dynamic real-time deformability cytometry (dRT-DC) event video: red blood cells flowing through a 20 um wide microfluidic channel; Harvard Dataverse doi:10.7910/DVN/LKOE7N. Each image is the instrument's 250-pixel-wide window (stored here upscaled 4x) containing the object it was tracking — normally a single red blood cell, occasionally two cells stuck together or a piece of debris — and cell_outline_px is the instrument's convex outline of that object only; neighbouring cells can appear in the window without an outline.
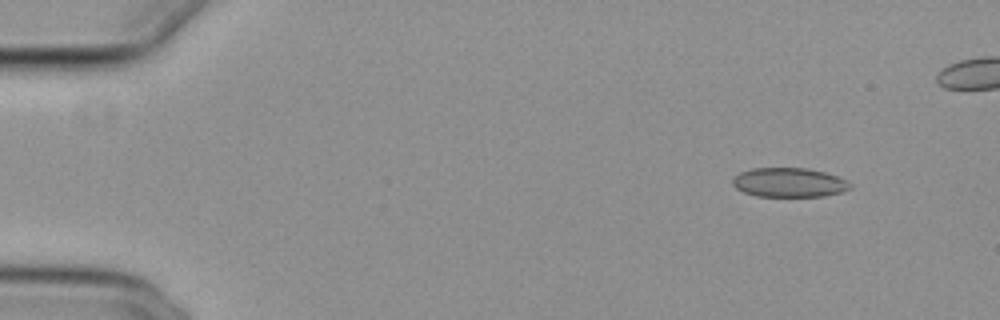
{"species": "common noctule bat (a hibernating species)", "species_latin": "Nyctalus noctula", "temperature_condition": "cold", "stored_images_in_passage": 20, "camera_frame_rate_fps": 3000, "um_per_image_px": 0.085, "animal": {"sex": "female", "body_mass_g": 29.2, "forearm_length_mm": 56.3}, "frame": {"image": 1, "passage_image": 1, "time_ms": 0.0, "image_size_px": [1000, 320], "cell_outline_px": [[852, 188], [840, 192], [824, 196], [756, 196], [744, 192], [736, 188], [732, 184], [732, 176], [740, 172], [752, 168], [808, 168], [824, 172], [848, 180], [852, 184]], "centroid_in_image_um": [67.06, 15.5], "position_along_channel_um": 17.9, "area_um2": 20.17}}
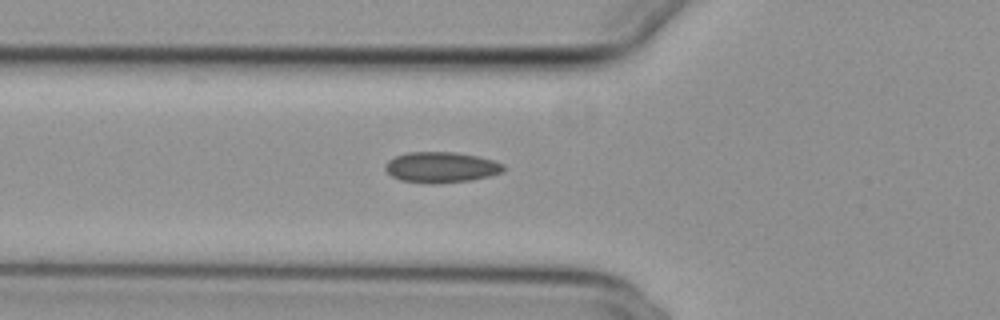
{"frame": {"image": 2, "passage_image": 15, "time_ms": 4.667, "image_size_px": [1000, 320], "cell_outline_px": [[504, 168], [500, 172], [488, 176], [468, 180], [436, 184], [432, 184], [400, 180], [392, 176], [384, 168], [384, 164], [388, 160], [396, 156], [408, 152], [456, 152], [480, 156], [504, 164]], "centroid_in_image_um": [37.46, 14.21], "position_along_channel_um": 88.3, "area_um2": 21.1}}
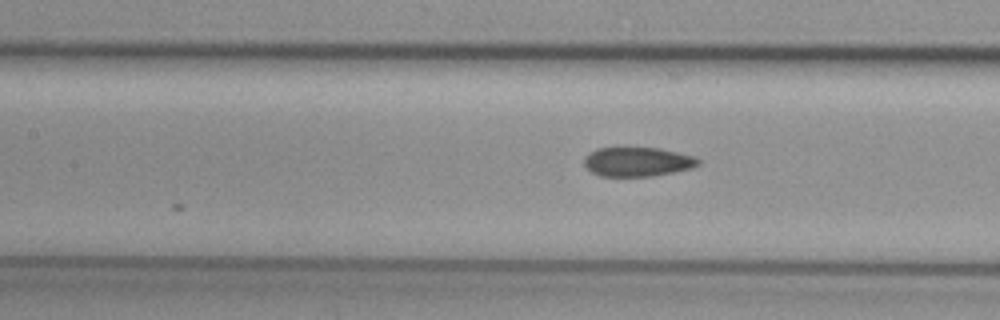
{"frame": {"image": 3, "passage_image": 20, "time_ms": 6.333, "image_size_px": [1000, 320], "cell_outline_px": [[700, 164], [692, 168], [652, 176], [600, 176], [592, 172], [584, 164], [584, 156], [588, 152], [596, 148], [660, 148], [692, 156], [700, 160]], "centroid_in_image_um": [54.15, 13.75], "position_along_channel_um": 153.2, "area_um2": 19.36}}